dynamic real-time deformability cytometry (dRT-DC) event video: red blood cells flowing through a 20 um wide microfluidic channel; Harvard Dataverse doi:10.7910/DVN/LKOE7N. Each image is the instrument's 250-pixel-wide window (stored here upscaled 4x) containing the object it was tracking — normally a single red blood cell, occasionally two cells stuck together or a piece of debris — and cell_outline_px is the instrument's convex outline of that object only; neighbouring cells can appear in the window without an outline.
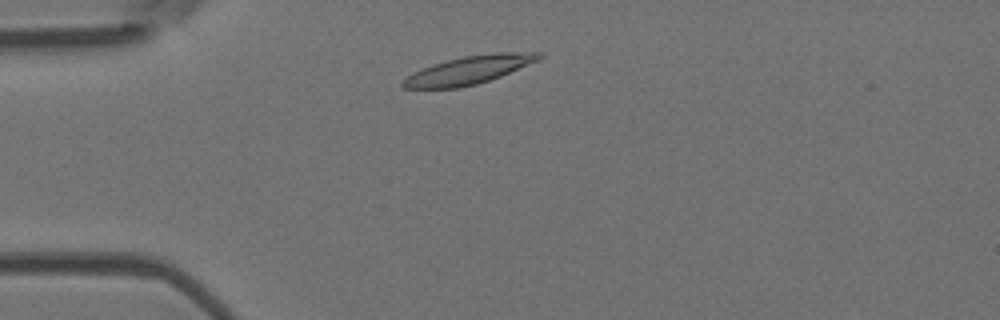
{"species": "Egyptian fruit bat (a non-hibernating species)", "species_latin": "Rousettus aegyptiacus", "temperature_condition": "room temperature", "stored_images_in_passage": 6, "camera_frame_rate_fps": 3000, "um_per_image_px": 0.085, "animal": {"sex": "female"}, "frame": {"image": 1, "passage_image": 1, "time_ms": 0.0, "image_size_px": [1000, 320], "cell_outline_px": [[544, 56], [540, 60], [500, 76], [476, 84], [460, 88], [404, 88], [400, 84], [412, 72], [432, 64], [464, 56], [496, 52], [544, 52]], "centroid_in_image_um": [39.9, 5.94], "position_along_channel_um": 45.1, "area_um2": 22.25}}
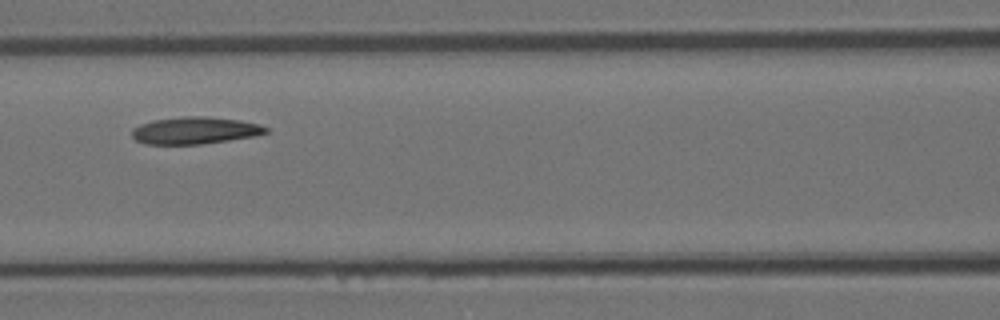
{"frame": {"image": 2, "passage_image": 4, "time_ms": 3.333, "image_size_px": [1000, 320], "cell_outline_px": [[268, 132], [256, 136], [200, 144], [144, 144], [136, 140], [132, 136], [132, 128], [140, 124], [152, 120], [184, 116], [204, 116], [240, 120], [260, 124], [268, 128]], "centroid_in_image_um": [16.56, 11.08], "position_along_channel_um": 150.0, "area_um2": 21.21}}
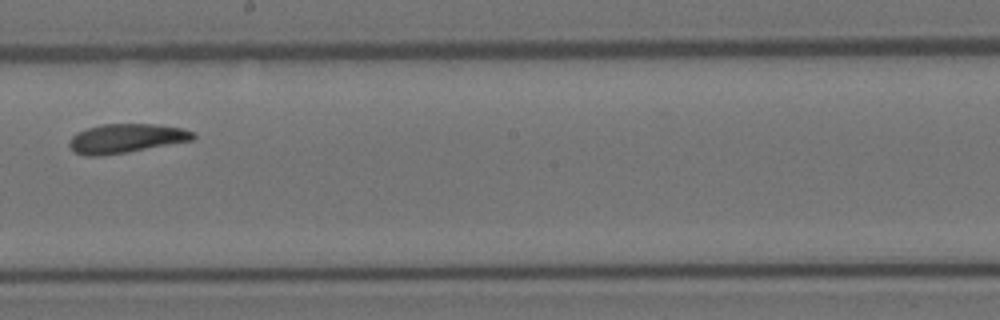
{"frame": {"image": 3, "passage_image": 6, "time_ms": 5.667, "image_size_px": [1000, 320], "cell_outline_px": [[196, 136], [192, 140], [128, 152], [100, 156], [84, 156], [76, 152], [68, 144], [68, 140], [76, 132], [88, 128], [104, 124], [156, 124], [184, 128], [196, 132]], "centroid_in_image_um": [10.73, 11.76], "position_along_channel_um": 237.5, "area_um2": 21.1}}